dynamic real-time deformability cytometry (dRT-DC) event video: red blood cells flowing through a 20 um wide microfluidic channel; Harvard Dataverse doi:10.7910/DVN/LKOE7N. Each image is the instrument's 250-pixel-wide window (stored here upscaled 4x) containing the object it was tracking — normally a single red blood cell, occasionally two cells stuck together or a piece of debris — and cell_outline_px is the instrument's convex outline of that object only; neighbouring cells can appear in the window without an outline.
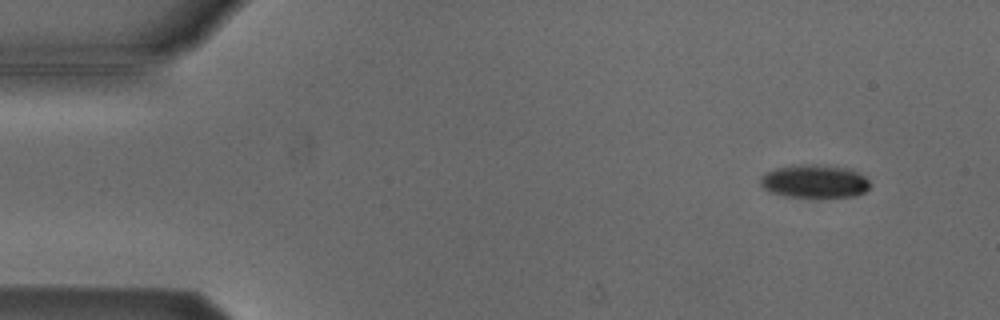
{"species": "Egyptian fruit bat (a non-hibernating species)", "species_latin": "Rousettus aegyptiacus", "temperature_condition": "cold", "stored_images_in_passage": 50, "camera_frame_rate_fps": 3000, "um_per_image_px": 0.085, "animal": {"sex": "male"}, "frame": {"image": 1, "passage_image": 1, "time_ms": 0.0, "image_size_px": [1000, 320], "cell_outline_px": [[872, 184], [864, 192], [856, 196], [784, 196], [768, 192], [760, 184], [760, 176], [776, 168], [792, 164], [828, 164], [852, 168], [864, 176]], "centroid_in_image_um": [69.24, 15.37], "position_along_channel_um": 15.8, "area_um2": 21.5}}
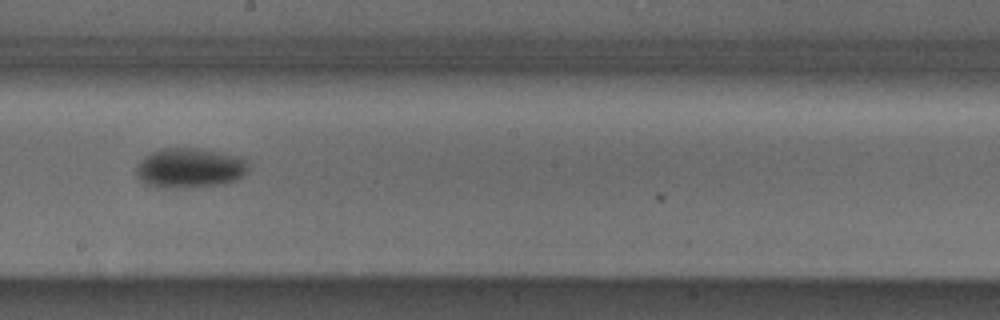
{"frame": {"image": 2, "passage_image": 26, "time_ms": 8.333, "image_size_px": [1000, 320], "cell_outline_px": [[248, 168], [244, 176], [240, 180], [224, 184], [200, 188], [156, 188], [144, 184], [140, 180], [136, 172], [136, 164], [144, 156], [160, 148], [196, 148], [220, 152], [240, 156], [248, 160]], "centroid_in_image_um": [16.14, 14.31], "position_along_channel_um": 232.1, "area_um2": 26.93}}
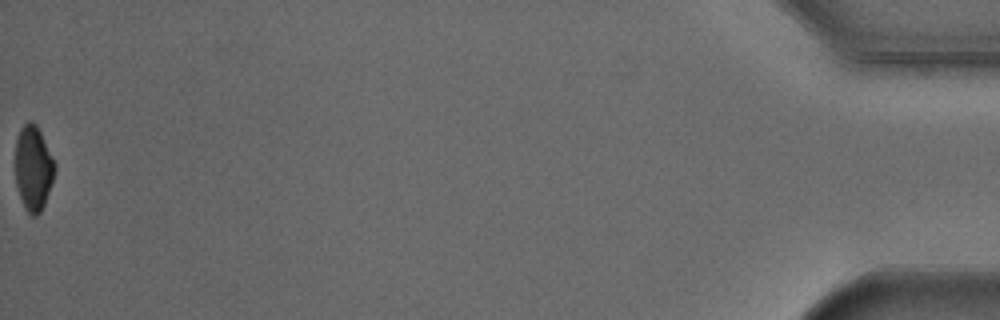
{"frame": {"image": 3, "passage_image": 50, "time_ms": 16.333, "image_size_px": [1000, 320], "cell_outline_px": [[56, 168], [44, 204], [40, 212], [36, 216], [32, 216], [24, 208], [16, 184], [16, 140], [20, 128], [28, 120], [32, 120], [36, 124], [56, 164]], "centroid_in_image_um": [2.83, 14.27], "position_along_channel_um": 432.4, "area_um2": 19.31}, "authors_computed_cell_mechanics": {"area_um2": 23.1778, "velocity_mm_per_s": 3.8348, "shape_relaxation_time_tau1_ms": 1.6455, "shape_relaxation_time_tau2_ms": null, "deformation_change_tau1": 0.0817, "deformation_change_tau2": null}}